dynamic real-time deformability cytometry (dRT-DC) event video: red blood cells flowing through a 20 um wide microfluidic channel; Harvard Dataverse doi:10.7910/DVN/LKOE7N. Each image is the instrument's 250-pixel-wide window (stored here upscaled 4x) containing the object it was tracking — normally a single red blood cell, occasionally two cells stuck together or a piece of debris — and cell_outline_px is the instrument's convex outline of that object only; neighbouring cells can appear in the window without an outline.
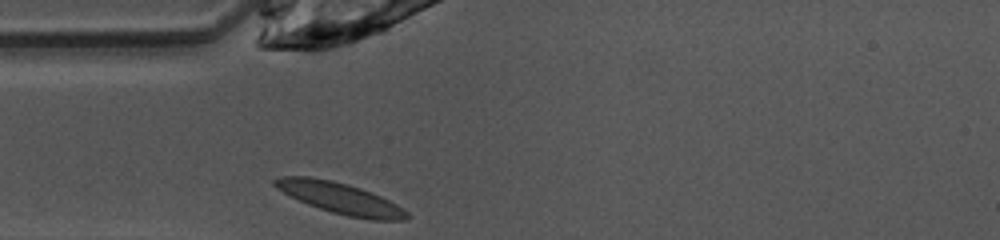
{"species": "common noctule bat (a hibernating species)", "species_latin": "Nyctalus noctula", "temperature_condition": "warm", "stored_images_in_passage": 26, "camera_frame_rate_fps": 3000, "um_per_image_px": 0.085, "animal": {"sex": "female", "body_mass_g": 10.0, "forearm_length_mm": 53.1}, "frame": {"image": 1, "passage_image": 1, "time_ms": 0.0, "image_size_px": [1000, 240], "cell_outline_px": [[408, 220], [372, 220], [348, 216], [332, 212], [308, 204], [276, 188], [272, 184], [272, 180], [280, 176], [308, 176], [332, 180], [348, 184], [372, 192], [396, 204], [408, 212]], "centroid_in_image_um": [28.91, 16.84], "position_along_channel_um": 56.1, "area_um2": 23.76}}
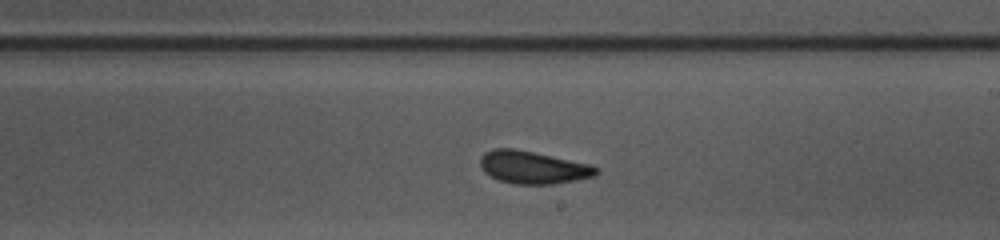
{"frame": {"image": 2, "passage_image": 15, "time_ms": 4.667, "image_size_px": [1000, 240], "cell_outline_px": [[600, 172], [596, 176], [576, 180], [552, 184], [516, 184], [500, 180], [484, 172], [480, 164], [480, 156], [484, 152], [492, 148], [512, 148], [592, 164], [600, 168]], "centroid_in_image_um": [45.34, 14.22], "position_along_channel_um": 243.7, "area_um2": 22.14}}
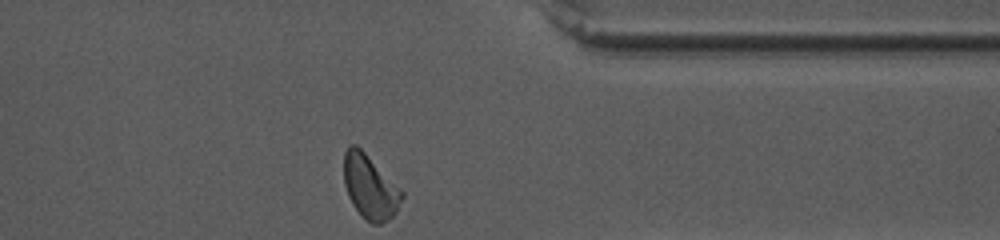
{"frame": {"image": 3, "passage_image": 26, "time_ms": 8.333, "image_size_px": [1000, 240], "cell_outline_px": [[404, 196], [396, 212], [388, 220], [380, 224], [372, 224], [352, 204], [348, 196], [344, 184], [344, 152], [348, 144], [356, 144], [404, 192]], "centroid_in_image_um": [31.44, 15.87], "position_along_channel_um": 380.0, "area_um2": 21.39}, "authors_computed_cell_mechanics": {"area_um2": 21.8484, "velocity_mm_per_s": 4.0354, "shape_relaxation_time_tau1_ms": 5.0184, "shape_relaxation_time_tau2_ms": 2.142, "deformation_change_tau1": 0.1462, "deformation_change_tau2": 0.0733}}